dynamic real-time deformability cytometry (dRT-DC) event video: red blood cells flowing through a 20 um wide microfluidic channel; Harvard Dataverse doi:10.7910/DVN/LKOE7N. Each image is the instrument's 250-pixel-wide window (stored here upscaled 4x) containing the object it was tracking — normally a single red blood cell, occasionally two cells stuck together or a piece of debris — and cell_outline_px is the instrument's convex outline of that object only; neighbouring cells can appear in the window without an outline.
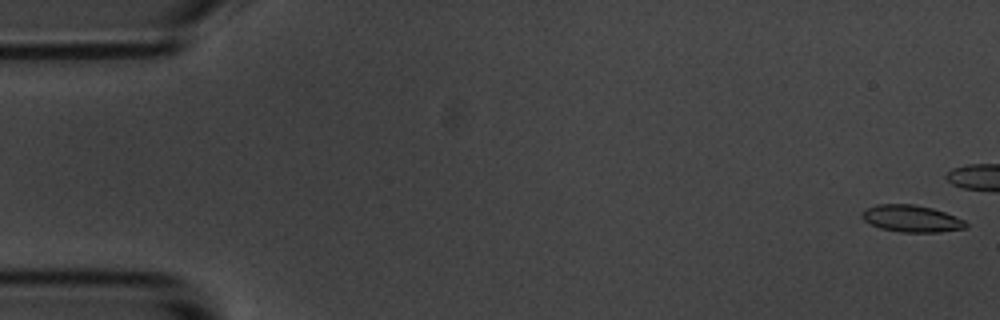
{"species": "common noctule bat (a hibernating species)", "species_latin": "Nyctalus noctula", "temperature_condition": "room temperature", "stored_images_in_passage": 43, "camera_frame_rate_fps": 3000, "um_per_image_px": 0.085, "animal": {"sex": "male", "body_mass_g": 20.1, "forearm_length_mm": 53.5}, "frame": {"image": 1, "passage_image": 1, "time_ms": 0.0, "image_size_px": [1000, 320], "cell_outline_px": [[968, 224], [964, 228], [940, 232], [900, 232], [880, 228], [864, 220], [860, 216], [860, 212], [864, 208], [876, 204], [916, 204], [932, 208], [956, 216], [964, 220]], "centroid_in_image_um": [77.43, 18.57], "position_along_channel_um": 7.6, "area_um2": 16.42}}
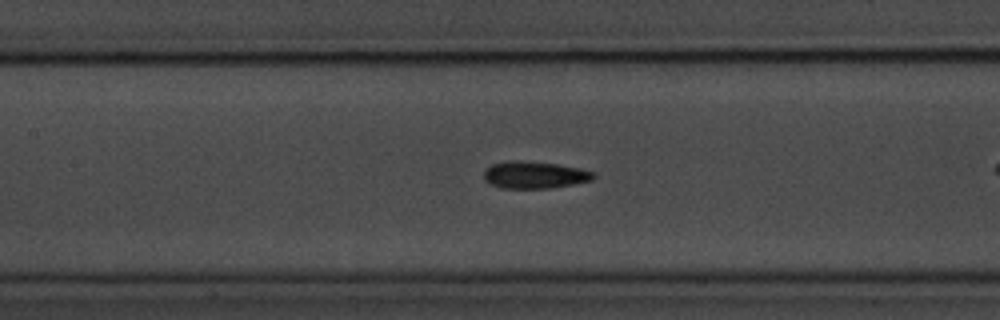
{"frame": {"image": 2, "passage_image": 25, "time_ms": 8.0, "image_size_px": [1000, 320], "cell_outline_px": [[596, 176], [592, 180], [572, 184], [548, 188], [504, 188], [492, 184], [484, 180], [484, 172], [492, 164], [508, 160], [524, 160], [556, 164], [580, 168], [596, 172]], "centroid_in_image_um": [45.46, 14.85], "position_along_channel_um": 161.9, "area_um2": 17.28}}
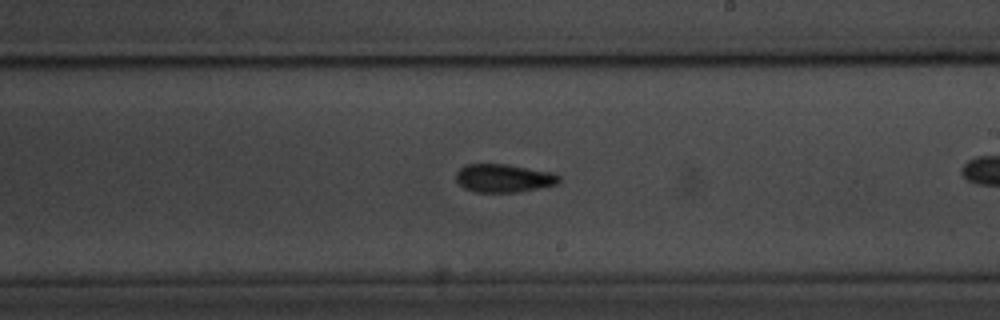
{"frame": {"image": 3, "passage_image": 32, "time_ms": 10.333, "image_size_px": [1000, 320], "cell_outline_px": [[560, 180], [556, 184], [516, 192], [476, 192], [464, 188], [456, 180], [456, 172], [464, 164], [508, 164], [552, 172], [560, 176]], "centroid_in_image_um": [42.78, 15.13], "position_along_channel_um": 246.2, "area_um2": 16.88}}